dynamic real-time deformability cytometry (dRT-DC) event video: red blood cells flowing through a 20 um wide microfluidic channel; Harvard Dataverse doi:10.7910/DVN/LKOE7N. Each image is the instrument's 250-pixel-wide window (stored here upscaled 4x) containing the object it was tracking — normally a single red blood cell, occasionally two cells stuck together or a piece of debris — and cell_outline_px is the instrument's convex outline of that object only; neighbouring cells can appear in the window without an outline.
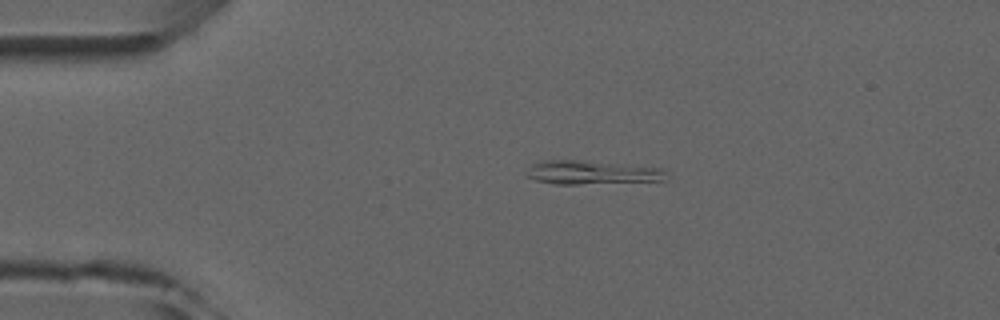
{"species": "common noctule bat (a hibernating species)", "species_latin": "Nyctalus noctula", "temperature_condition": "room temperature", "stored_images_in_passage": 2, "camera_frame_rate_fps": 3000, "um_per_image_px": 0.085, "animal": {"sex": "male", "forearm_length_mm": 52.5}, "frame": {"image": 1, "passage_image": 1, "time_ms": 0.0, "image_size_px": [1000, 320], "cell_outline_px": [[664, 180], [576, 184], [556, 184], [536, 180], [528, 176], [524, 172], [532, 164], [540, 160], [588, 160], [664, 168]], "centroid_in_image_um": [50.24, 14.64], "position_along_channel_um": 34.8, "area_um2": 19.31}}